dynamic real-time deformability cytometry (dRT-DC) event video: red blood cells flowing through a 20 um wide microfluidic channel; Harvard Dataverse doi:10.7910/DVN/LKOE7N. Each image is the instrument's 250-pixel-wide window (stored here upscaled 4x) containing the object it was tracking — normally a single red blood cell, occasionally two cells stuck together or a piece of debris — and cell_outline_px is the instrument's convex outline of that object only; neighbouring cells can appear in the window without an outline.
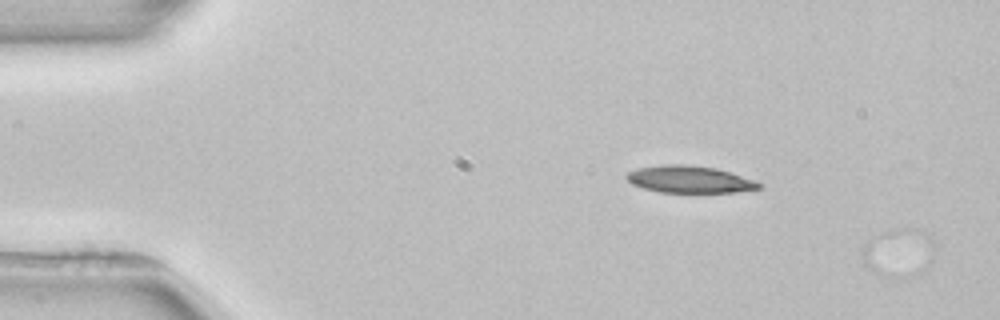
{"species": "common noctule bat (a hibernating species)", "species_latin": "Nyctalus noctula", "temperature_condition": "room temperature", "stored_images_in_passage": 2, "segment_of_instrument_passage": [2, 2], "camera_frame_rate_fps": 3000, "um_per_image_px": 0.085, "animal": {"sex": "female", "body_mass_g": 22.7, "forearm_length_mm": 54.2}, "frame": {"image": 1, "passage_image": 2, "time_ms": 1.333, "image_size_px": [1000, 320], "cell_outline_px": [[936, 248], [932, 260], [920, 276], [908, 280], [900, 280], [880, 276], [872, 272], [864, 264], [860, 256], [864, 244], [868, 240], [892, 228], [916, 228], [932, 232], [936, 244]], "centroid_in_image_um": [76.46, 21.51], "position_along_channel_um": 8.5, "area_um2": 22.08}}